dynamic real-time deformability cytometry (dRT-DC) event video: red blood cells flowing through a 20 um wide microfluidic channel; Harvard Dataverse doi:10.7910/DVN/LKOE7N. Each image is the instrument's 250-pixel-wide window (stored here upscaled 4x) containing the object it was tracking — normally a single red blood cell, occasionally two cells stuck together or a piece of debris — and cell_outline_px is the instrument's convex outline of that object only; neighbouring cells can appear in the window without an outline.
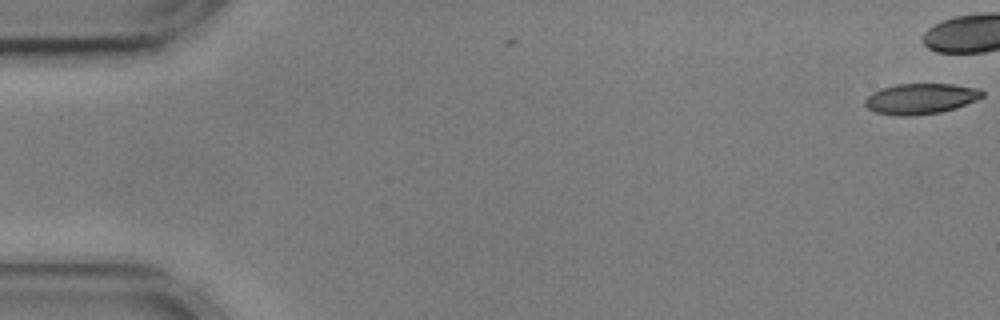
{"species": "common noctule bat (a hibernating species)", "species_latin": "Nyctalus noctula", "temperature_condition": "cold", "stored_images_in_passage": 3, "camera_frame_rate_fps": 3000, "um_per_image_px": 0.085, "animal": {"sex": "male", "body_mass_g": 17.9, "forearm_length_mm": 54.2}, "frame": {"image": 1, "passage_image": 3, "time_ms": 0.667, "image_size_px": [1000, 320], "cell_outline_px": [[984, 96], [976, 100], [956, 108], [940, 112], [912, 116], [896, 116], [876, 112], [868, 108], [864, 104], [864, 100], [872, 92], [896, 84], [952, 84], [980, 88], [984, 92]], "centroid_in_image_um": [78.27, 8.39], "position_along_channel_um": 6.7, "area_um2": 20.98}}